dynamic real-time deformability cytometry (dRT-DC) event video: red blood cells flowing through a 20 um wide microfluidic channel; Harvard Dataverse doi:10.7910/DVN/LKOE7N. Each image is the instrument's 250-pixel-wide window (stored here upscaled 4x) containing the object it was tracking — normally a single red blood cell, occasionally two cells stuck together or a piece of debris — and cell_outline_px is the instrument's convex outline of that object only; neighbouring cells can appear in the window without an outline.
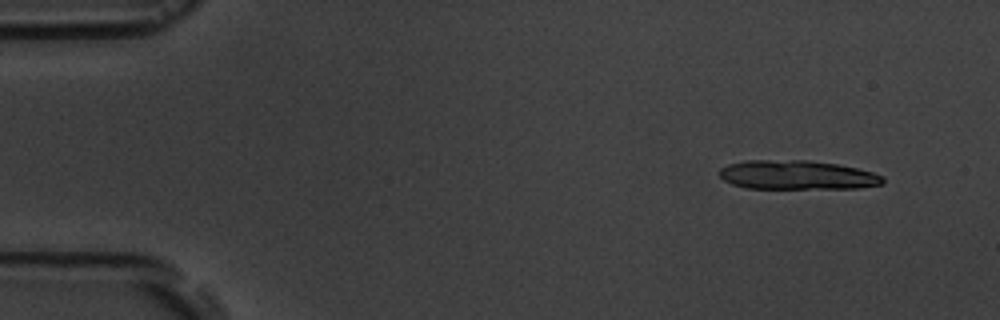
{"species": "common noctule bat (a hibernating species)", "species_latin": "Nyctalus noctula", "temperature_condition": "room temperature", "stored_images_in_passage": 5, "segment_of_instrument_passage": [1, 2], "camera_frame_rate_fps": 3000, "um_per_image_px": 0.085, "animal": {"sex": "male", "body_mass_g": 19.5, "forearm_length_mm": 54.6}, "frame": {"image": 1, "passage_image": 1, "time_ms": 0.0, "image_size_px": [1000, 320], "cell_outline_px": [[884, 180], [880, 184], [860, 188], [748, 188], [732, 184], [724, 180], [720, 176], [720, 168], [728, 164], [744, 160], [808, 160], [836, 164], [856, 168], [872, 172], [884, 176]], "centroid_in_image_um": [67.73, 14.87], "position_along_channel_um": 17.3, "area_um2": 27.63}}